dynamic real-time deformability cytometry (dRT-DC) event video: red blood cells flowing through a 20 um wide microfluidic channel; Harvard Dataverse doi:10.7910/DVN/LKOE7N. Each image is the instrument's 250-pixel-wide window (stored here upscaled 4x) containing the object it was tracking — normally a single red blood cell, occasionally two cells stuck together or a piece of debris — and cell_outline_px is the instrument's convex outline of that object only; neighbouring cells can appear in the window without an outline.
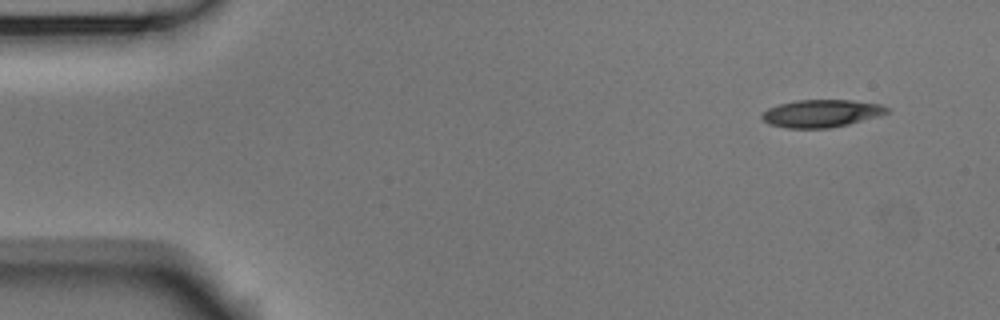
{"species": "Egyptian fruit bat (a non-hibernating species)", "species_latin": "Rousettus aegyptiacus", "temperature_condition": "room temperature", "stored_images_in_passage": 4, "camera_frame_rate_fps": 3000, "um_per_image_px": 0.085, "animal": {"sex": "male"}, "frame": {"image": 1, "passage_image": 1, "time_ms": 0.0, "image_size_px": [1000, 320], "cell_outline_px": [[892, 108], [888, 112], [880, 116], [848, 124], [828, 128], [788, 128], [768, 124], [760, 116], [768, 108], [780, 104], [796, 100], [852, 100], [880, 104]], "centroid_in_image_um": [69.85, 9.63], "position_along_channel_um": 15.2, "area_um2": 20.11}}
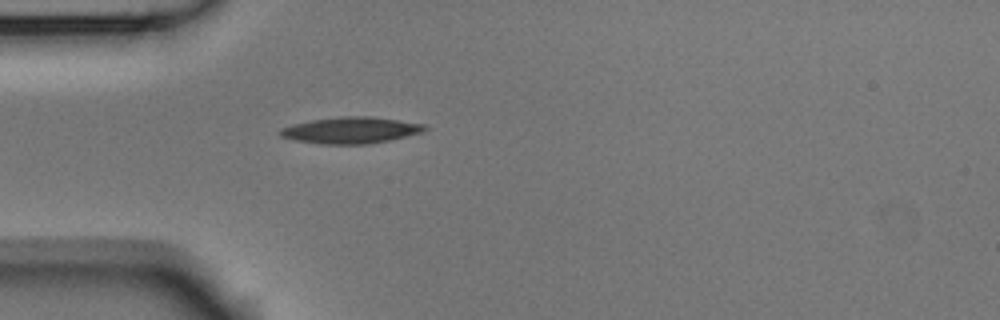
{"frame": {"image": 2, "passage_image": 4, "time_ms": 1.0, "image_size_px": [1000, 320], "cell_outline_px": [[428, 128], [424, 132], [388, 140], [364, 144], [320, 144], [296, 140], [280, 136], [280, 128], [292, 124], [312, 120], [344, 116], [372, 116], [424, 124]], "centroid_in_image_um": [29.82, 11.06], "position_along_channel_um": 55.2, "area_um2": 22.08}}